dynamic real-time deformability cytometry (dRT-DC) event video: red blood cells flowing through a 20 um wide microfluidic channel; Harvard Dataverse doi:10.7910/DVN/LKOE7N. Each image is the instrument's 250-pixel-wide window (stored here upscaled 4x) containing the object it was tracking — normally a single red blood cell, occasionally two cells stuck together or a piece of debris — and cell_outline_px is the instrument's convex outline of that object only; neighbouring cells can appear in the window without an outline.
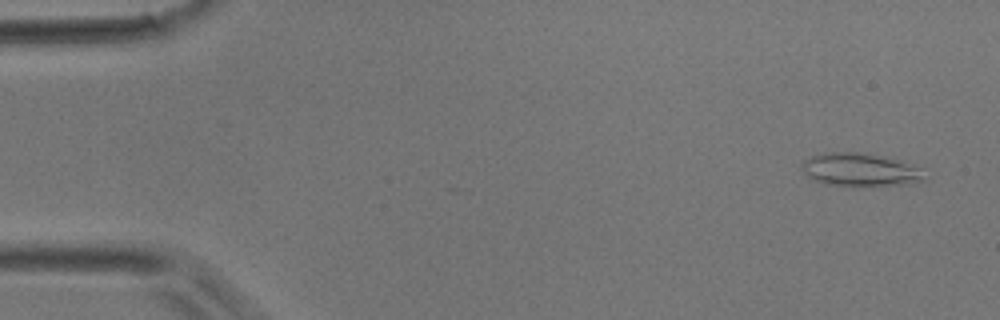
{"species": "common noctule bat (a hibernating species)", "species_latin": "Nyctalus noctula", "temperature_condition": "room temperature", "stored_images_in_passage": 4, "camera_frame_rate_fps": 3000, "um_per_image_px": 0.085, "animal": {"sex": "male", "body_mass_g": 17.9}, "frame": {"image": 1, "passage_image": 1, "time_ms": 0.0, "image_size_px": [1000, 320], "cell_outline_px": [[928, 180], [904, 184], [856, 188], [824, 184], [812, 180], [800, 168], [800, 164], [804, 160], [812, 156], [824, 152], [856, 152], [892, 156], [920, 168]], "centroid_in_image_um": [73.12, 14.45], "position_along_channel_um": 11.9, "area_um2": 24.74}}